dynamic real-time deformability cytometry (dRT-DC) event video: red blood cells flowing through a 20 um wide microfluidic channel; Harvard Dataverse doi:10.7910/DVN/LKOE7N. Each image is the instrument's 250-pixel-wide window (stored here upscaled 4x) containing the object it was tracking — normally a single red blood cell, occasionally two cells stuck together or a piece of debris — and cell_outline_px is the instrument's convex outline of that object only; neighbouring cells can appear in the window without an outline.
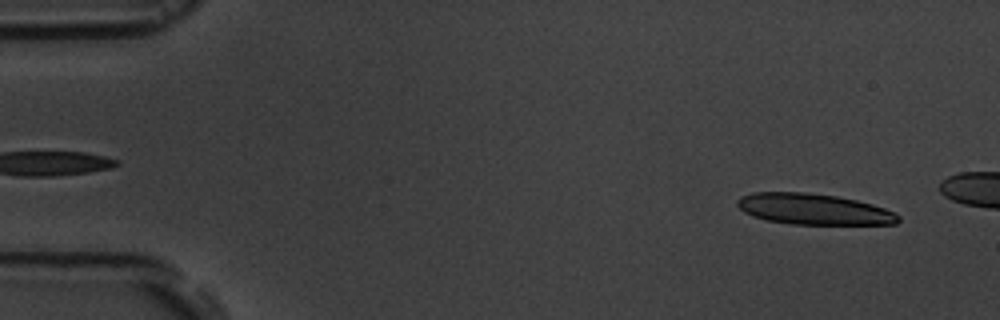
{"species": "common noctule bat (a hibernating species)", "species_latin": "Nyctalus noctula", "temperature_condition": "room temperature", "stored_images_in_passage": 4, "camera_frame_rate_fps": 3000, "um_per_image_px": 0.085, "animal": {"sex": "male", "body_mass_g": 19.5, "forearm_length_mm": 54.6}, "frame": {"image": 1, "passage_image": 1, "time_ms": 0.0, "image_size_px": [1000, 320], "cell_outline_px": [[900, 220], [896, 224], [792, 224], [768, 220], [752, 216], [744, 212], [736, 204], [736, 200], [740, 196], [752, 192], [804, 192], [836, 196], [856, 200], [872, 204], [896, 212], [900, 216]], "centroid_in_image_um": [69.15, 17.77], "position_along_channel_um": 15.8, "area_um2": 29.07}}